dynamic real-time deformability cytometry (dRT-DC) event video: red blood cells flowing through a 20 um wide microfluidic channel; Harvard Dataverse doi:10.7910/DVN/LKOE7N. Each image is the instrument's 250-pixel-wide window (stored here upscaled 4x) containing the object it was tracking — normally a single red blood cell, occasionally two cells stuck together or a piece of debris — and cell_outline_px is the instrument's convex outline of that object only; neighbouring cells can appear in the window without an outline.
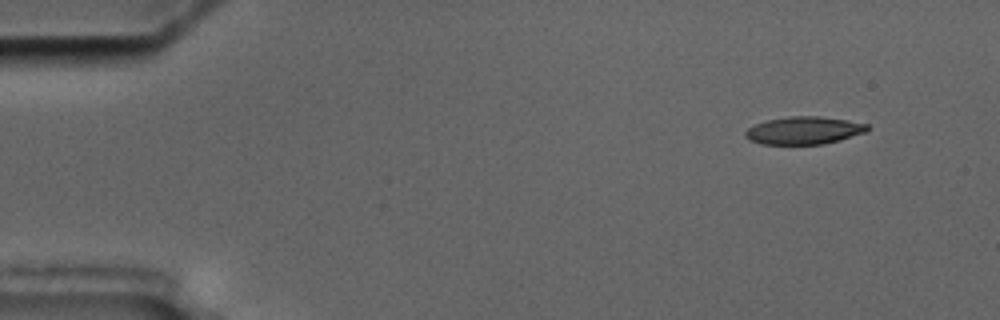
{"species": "common noctule bat (a hibernating species)", "species_latin": "Nyctalus noctula", "temperature_condition": "cold", "stored_images_in_passage": 4, "camera_frame_rate_fps": 3000, "um_per_image_px": 0.085, "animal": {"sex": "male", "body_mass_g": 17.5, "forearm_length_mm": 52.3}, "frame": {"image": 1, "passage_image": 1, "time_ms": 0.0, "image_size_px": [1000, 320], "cell_outline_px": [[872, 128], [864, 132], [840, 140], [824, 144], [760, 144], [748, 140], [744, 136], [744, 132], [748, 128], [756, 124], [768, 120], [788, 116], [820, 116], [848, 120], [868, 124]], "centroid_in_image_um": [68.33, 11.09], "position_along_channel_um": 16.7, "area_um2": 19.77}}
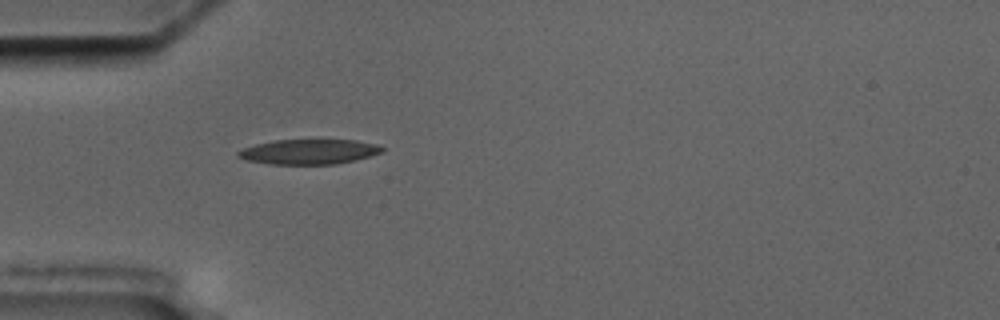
{"frame": {"image": 2, "passage_image": 4, "time_ms": 4.0, "image_size_px": [1000, 320], "cell_outline_px": [[384, 152], [356, 160], [336, 164], [268, 164], [248, 160], [236, 156], [236, 152], [244, 148], [256, 144], [272, 140], [356, 140], [376, 144], [384, 148]], "centroid_in_image_um": [26.27, 12.9], "position_along_channel_um": 58.7, "area_um2": 20.98}}